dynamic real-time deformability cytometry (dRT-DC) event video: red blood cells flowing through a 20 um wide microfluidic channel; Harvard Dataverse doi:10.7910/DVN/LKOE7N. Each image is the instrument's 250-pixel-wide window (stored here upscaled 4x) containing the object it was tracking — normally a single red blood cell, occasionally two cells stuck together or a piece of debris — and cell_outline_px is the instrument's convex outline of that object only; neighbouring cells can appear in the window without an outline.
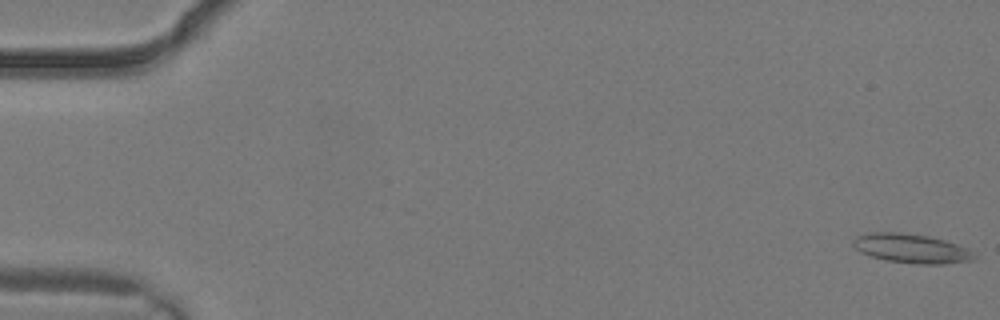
{"species": "common noctule bat (a hibernating species)", "species_latin": "Nyctalus noctula", "temperature_condition": "warm", "stored_images_in_passage": 4, "camera_frame_rate_fps": 3000, "um_per_image_px": 0.085, "animal": {"sex": "male", "body_mass_g": 19.2, "forearm_length_mm": 51.8}, "frame": {"image": 1, "passage_image": 1, "time_ms": 0.0, "image_size_px": [1000, 320], "cell_outline_px": [[976, 260], [944, 264], [916, 264], [888, 260], [872, 256], [860, 252], [852, 244], [852, 240], [856, 236], [868, 232], [900, 232], [928, 236], [944, 240], [968, 248], [976, 256]], "centroid_in_image_um": [77.47, 21.11], "position_along_channel_um": 7.5, "area_um2": 20.63}}